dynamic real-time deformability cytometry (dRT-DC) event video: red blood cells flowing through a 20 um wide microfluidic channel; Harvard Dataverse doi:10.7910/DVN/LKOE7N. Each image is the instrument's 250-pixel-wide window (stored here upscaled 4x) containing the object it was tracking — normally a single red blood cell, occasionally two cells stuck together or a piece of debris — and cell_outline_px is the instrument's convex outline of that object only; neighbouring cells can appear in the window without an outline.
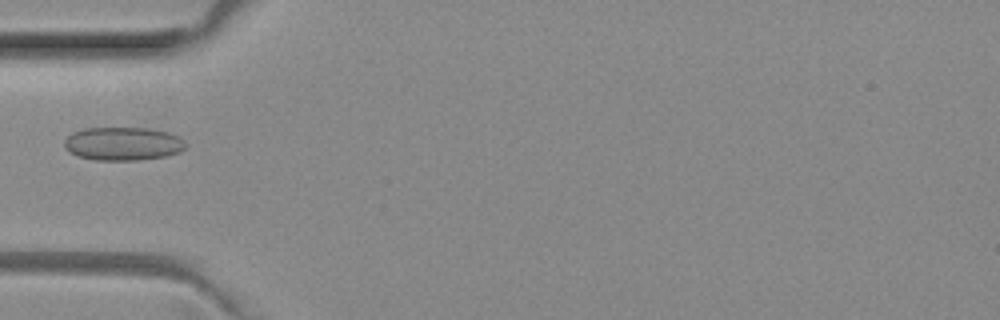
{"species": "common noctule bat (a hibernating species)", "species_latin": "Nyctalus noctula", "temperature_condition": "room temperature", "stored_images_in_passage": 5, "camera_frame_rate_fps": 3000, "um_per_image_px": 0.085, "animal": {"sex": "female", "body_mass_g": 29.2, "forearm_length_mm": 56.3}, "frame": {"image": 1, "passage_image": 4, "time_ms": 1.0, "image_size_px": [1000, 320], "cell_outline_px": [[188, 144], [180, 152], [164, 156], [136, 160], [96, 160], [76, 156], [68, 152], [64, 148], [64, 140], [72, 132], [84, 128], [148, 128], [168, 132], [184, 140]], "centroid_in_image_um": [10.42, 12.22], "position_along_channel_um": 74.6, "area_um2": 23.7}}
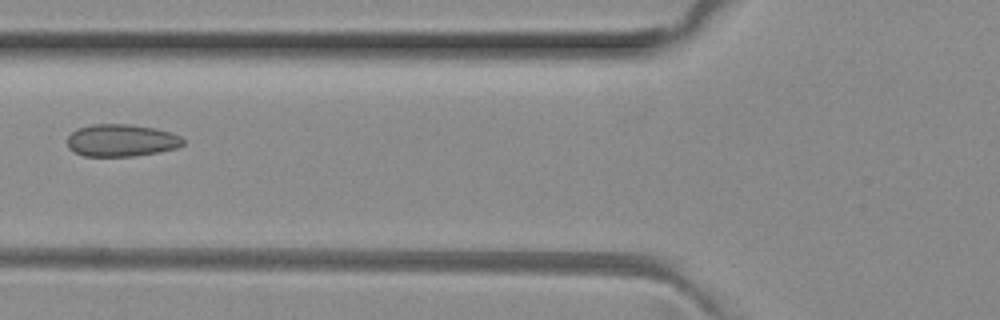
{"frame": {"image": 2, "passage_image": 5, "time_ms": 1.333, "image_size_px": [1000, 320], "cell_outline_px": [[184, 144], [176, 148], [160, 152], [132, 156], [84, 156], [68, 148], [68, 136], [76, 128], [92, 124], [128, 124], [156, 128], [180, 136], [184, 140]], "centroid_in_image_um": [10.31, 11.93], "position_along_channel_um": 115.5, "area_um2": 21.79}}